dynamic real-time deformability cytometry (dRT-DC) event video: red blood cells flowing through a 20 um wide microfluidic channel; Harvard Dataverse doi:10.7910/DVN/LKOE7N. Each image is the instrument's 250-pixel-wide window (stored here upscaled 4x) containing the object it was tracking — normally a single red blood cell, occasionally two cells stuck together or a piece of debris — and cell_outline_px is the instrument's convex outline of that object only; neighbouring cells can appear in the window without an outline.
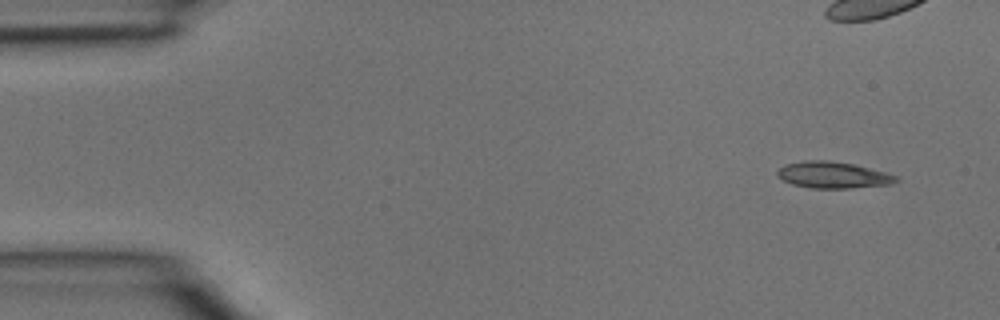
{"species": "common noctule bat (a hibernating species)", "species_latin": "Nyctalus noctula", "temperature_condition": "room temperature", "stored_images_in_passage": 3, "camera_frame_rate_fps": 3000, "um_per_image_px": 0.085, "animal": {"sex": "male", "body_mass_g": 15.6}, "frame": {"image": 1, "passage_image": 1, "time_ms": 0.0, "image_size_px": [1000, 320], "cell_outline_px": [[900, 180], [888, 184], [848, 188], [812, 188], [792, 184], [776, 176], [776, 172], [784, 164], [804, 160], [828, 160], [852, 164], [884, 172], [896, 176]], "centroid_in_image_um": [70.74, 14.86], "position_along_channel_um": 14.3, "area_um2": 18.09}}